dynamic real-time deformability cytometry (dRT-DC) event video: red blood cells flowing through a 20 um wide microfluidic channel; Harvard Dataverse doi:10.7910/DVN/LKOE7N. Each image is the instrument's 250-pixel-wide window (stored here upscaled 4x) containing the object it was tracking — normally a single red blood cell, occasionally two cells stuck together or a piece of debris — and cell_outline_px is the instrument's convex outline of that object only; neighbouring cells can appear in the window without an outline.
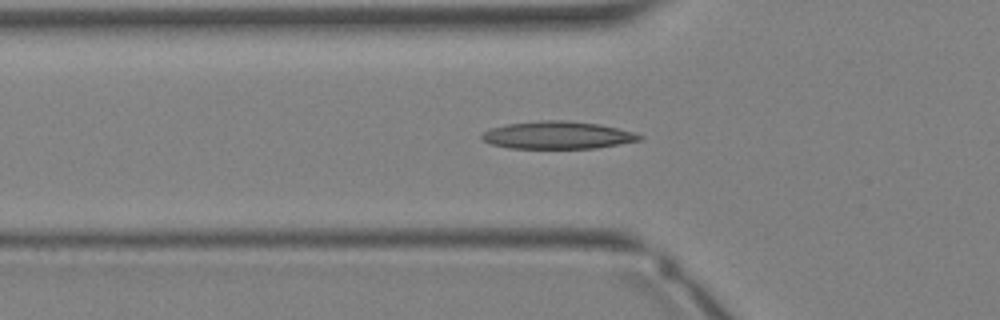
{"species": "Egyptian fruit bat (a non-hibernating species)", "species_latin": "Rousettus aegyptiacus", "temperature_condition": "warm", "stored_images_in_passage": 24, "camera_frame_rate_fps": 3000, "um_per_image_px": 0.085, "animal": {"sex": "female"}, "frame": {"image": 1, "passage_image": 3, "time_ms": 0.667, "image_size_px": [1000, 320], "cell_outline_px": [[644, 136], [640, 140], [596, 148], [508, 148], [492, 144], [484, 140], [480, 136], [484, 132], [492, 128], [508, 124], [540, 120], [564, 120], [600, 124], [632, 132]], "centroid_in_image_um": [47.39, 11.49], "position_along_channel_um": 78.4, "area_um2": 25.03}}
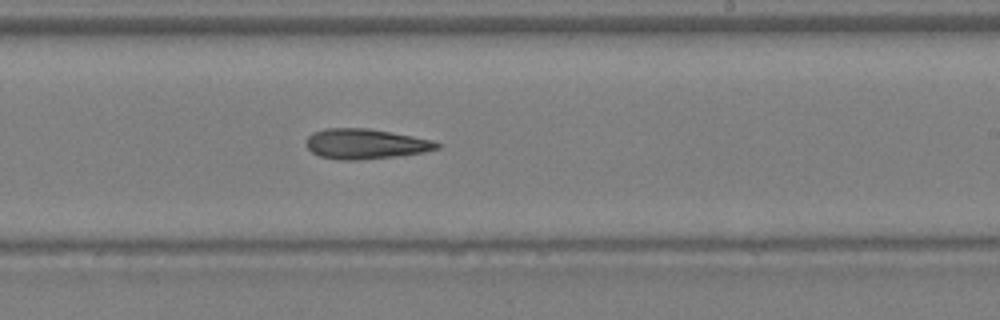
{"frame": {"image": 2, "passage_image": 12, "time_ms": 3.667, "image_size_px": [1000, 320], "cell_outline_px": [[440, 148], [424, 152], [396, 156], [356, 160], [336, 160], [320, 156], [312, 152], [304, 144], [308, 136], [312, 132], [324, 128], [368, 128], [412, 136], [432, 140], [440, 144]], "centroid_in_image_um": [31.02, 12.23], "position_along_channel_um": 258.0, "area_um2": 23.0}}
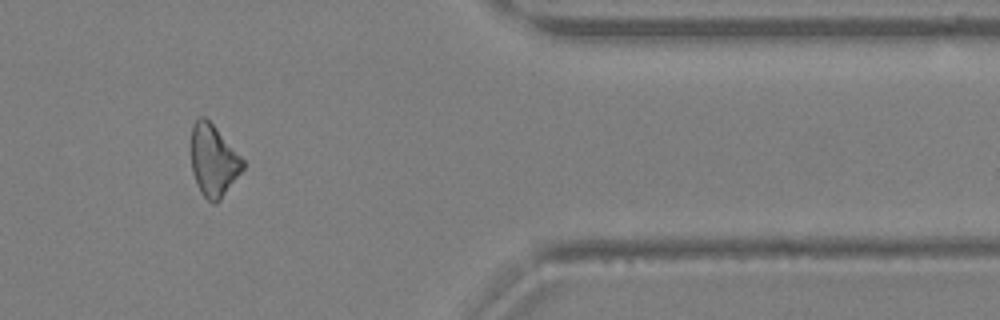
{"frame": {"image": 3, "passage_image": 20, "time_ms": 6.333, "image_size_px": [1000, 320], "cell_outline_px": [[244, 168], [220, 200], [208, 200], [200, 192], [192, 172], [192, 124], [200, 116], [204, 116], [216, 128], [244, 160]], "centroid_in_image_um": [18.14, 13.63], "position_along_channel_um": 393.3, "area_um2": 21.1}}